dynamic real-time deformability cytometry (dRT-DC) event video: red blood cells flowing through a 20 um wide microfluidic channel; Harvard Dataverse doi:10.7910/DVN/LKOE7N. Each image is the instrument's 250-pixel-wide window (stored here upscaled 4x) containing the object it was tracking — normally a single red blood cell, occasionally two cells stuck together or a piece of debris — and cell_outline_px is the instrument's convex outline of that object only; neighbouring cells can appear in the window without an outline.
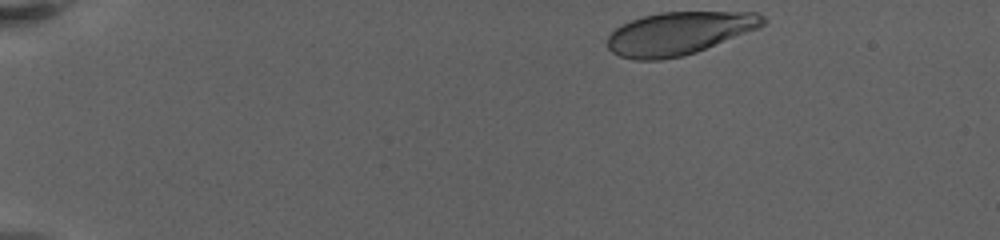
{"species": "human", "species_latin": "Homo sapiens", "temperature_condition": "warm", "stored_images_in_passage": 53, "camera_frame_rate_fps": 3000, "um_per_image_px": 0.085, "donor": {"sex": "female"}, "frame": {"image": 1, "passage_image": 1, "time_ms": 0.0, "image_size_px": [1000, 240], "cell_outline_px": [[768, 20], [760, 28], [696, 52], [684, 56], [660, 60], [636, 60], [620, 56], [612, 52], [608, 48], [608, 36], [616, 28], [632, 20], [644, 16], [660, 12], [756, 12], [764, 16]], "centroid_in_image_um": [57.76, 2.83], "position_along_channel_um": 27.2, "area_um2": 38.84}}
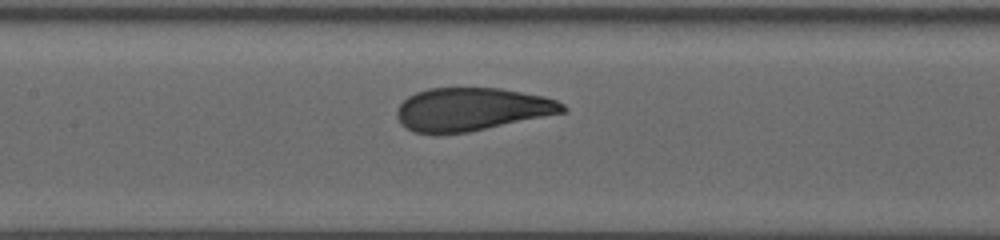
{"frame": {"image": 2, "passage_image": 28, "time_ms": 7.667, "image_size_px": [1000, 240], "cell_outline_px": [[568, 108], [564, 112], [468, 132], [412, 132], [404, 128], [400, 124], [396, 116], [396, 108], [408, 96], [416, 92], [428, 88], [500, 88], [544, 96], [556, 100], [564, 104]], "centroid_in_image_um": [40.06, 9.27], "position_along_channel_um": 167.3, "area_um2": 41.27}}
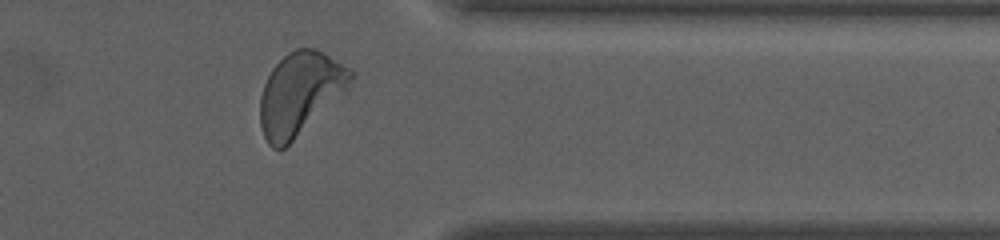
{"frame": {"image": 3, "passage_image": 48, "time_ms": 14.667, "image_size_px": [1000, 240], "cell_outline_px": [[356, 76], [348, 92], [284, 148], [272, 148], [268, 144], [264, 136], [260, 124], [260, 96], [264, 84], [272, 68], [288, 52], [296, 48], [316, 48], [352, 68], [356, 72]], "centroid_in_image_um": [25.57, 7.93], "position_along_channel_um": 385.8, "area_um2": 44.33}, "authors_computed_cell_mechanics": {"area_um2": 42.3674, "velocity_mm_per_s": 3.2, "shape_relaxation_time_tau1_ms": 3.468, "shape_relaxation_time_tau2_ms": null, "deformation_change_tau1": 0.1815, "deformation_change_tau2": null}}